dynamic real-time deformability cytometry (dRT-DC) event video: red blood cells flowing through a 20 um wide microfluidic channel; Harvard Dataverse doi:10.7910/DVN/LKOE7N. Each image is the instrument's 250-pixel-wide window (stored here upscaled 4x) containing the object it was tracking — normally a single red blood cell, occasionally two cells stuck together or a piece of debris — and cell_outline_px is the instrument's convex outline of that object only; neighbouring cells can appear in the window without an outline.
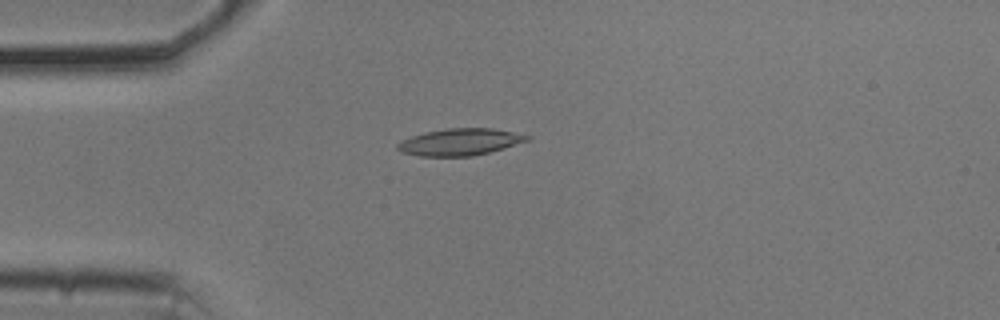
{"species": "common noctule bat (a hibernating species)", "species_latin": "Nyctalus noctula", "temperature_condition": "cold", "stored_images_in_passage": 54, "camera_frame_rate_fps": 3000, "um_per_image_px": 0.085, "animal": {"sex": "male", "body_mass_g": 20.5, "forearm_length_mm": 52.5}, "frame": {"image": 1, "passage_image": 14, "time_ms": 4.333, "image_size_px": [1000, 320], "cell_outline_px": [[532, 136], [528, 140], [488, 152], [472, 156], [420, 156], [400, 152], [396, 148], [396, 144], [400, 140], [424, 132], [448, 128], [492, 128]], "centroid_in_image_um": [39.02, 12.06], "position_along_channel_um": 46.0, "area_um2": 20.11}}
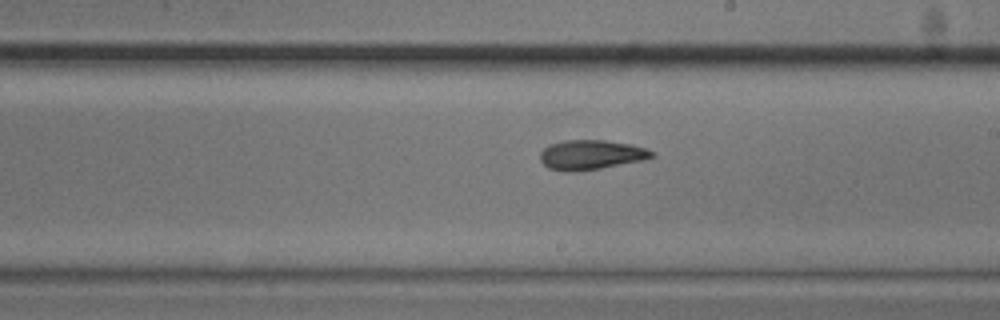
{"frame": {"image": 2, "passage_image": 31, "time_ms": 10.0, "image_size_px": [1000, 320], "cell_outline_px": [[656, 156], [644, 160], [600, 168], [572, 172], [548, 168], [540, 160], [540, 152], [544, 148], [552, 144], [564, 140], [604, 140], [632, 144], [656, 152]], "centroid_in_image_um": [50.27, 13.15], "position_along_channel_um": 238.7, "area_um2": 19.25}}
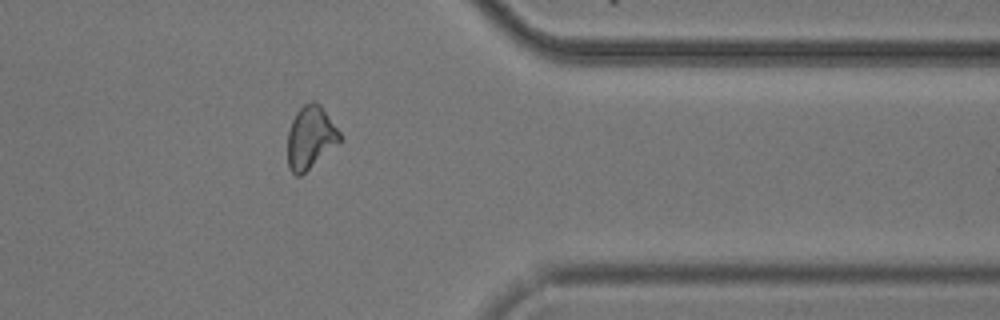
{"frame": {"image": 3, "passage_image": 44, "time_ms": 14.333, "image_size_px": [1000, 320], "cell_outline_px": [[340, 140], [300, 176], [296, 176], [288, 168], [288, 132], [292, 120], [296, 112], [304, 104], [312, 100], [316, 100], [320, 104], [340, 132]], "centroid_in_image_um": [26.35, 11.65], "position_along_channel_um": 385.0, "area_um2": 18.67}}